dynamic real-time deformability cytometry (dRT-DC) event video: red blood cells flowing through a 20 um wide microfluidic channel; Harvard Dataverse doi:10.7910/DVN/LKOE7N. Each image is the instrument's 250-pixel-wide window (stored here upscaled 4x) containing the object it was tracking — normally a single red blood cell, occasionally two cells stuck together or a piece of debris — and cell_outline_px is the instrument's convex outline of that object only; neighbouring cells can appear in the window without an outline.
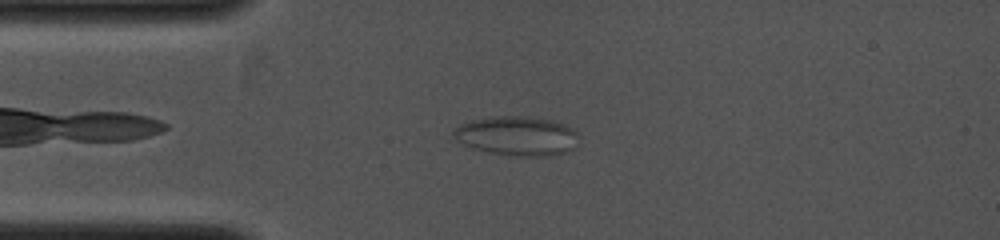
{"species": "common noctule bat (a hibernating species)", "species_latin": "Nyctalus noctula", "temperature_condition": "cold", "stored_images_in_passage": 11, "camera_frame_rate_fps": 4000, "um_per_image_px": 0.085, "animal": {"sex": "female", "body_mass_g": 19.0, "forearm_length_mm": 53.3}, "frame": {"image": 1, "passage_image": 4, "time_ms": 1.25, "image_size_px": [1000, 240], "cell_outline_px": [[580, 136], [576, 148], [568, 152], [552, 156], [512, 156], [492, 152], [476, 148], [464, 144], [456, 140], [452, 136], [452, 132], [460, 124], [472, 120], [496, 116], [524, 116], [552, 120], [564, 124], [572, 128]], "centroid_in_image_um": [44.01, 11.56], "position_along_channel_um": 41.0, "area_um2": 28.84}}
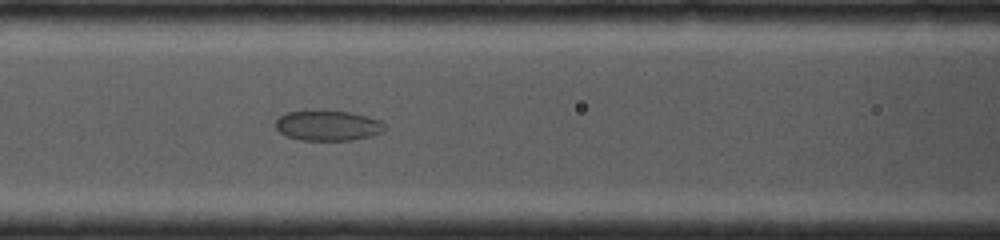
{"frame": {"image": 2, "passage_image": 9, "time_ms": 3.25, "image_size_px": [1000, 240], "cell_outline_px": [[388, 128], [380, 132], [368, 136], [352, 140], [300, 140], [288, 136], [280, 132], [276, 128], [276, 120], [280, 116], [288, 112], [348, 112], [368, 116], [380, 120]], "centroid_in_image_um": [27.89, 10.69], "position_along_channel_um": 138.7, "area_um2": 18.73}}
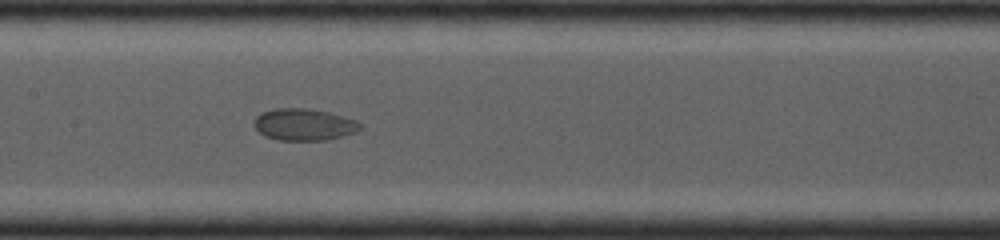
{"frame": {"image": 3, "passage_image": 11, "time_ms": 4.0, "image_size_px": [1000, 240], "cell_outline_px": [[364, 128], [356, 132], [328, 140], [280, 140], [264, 136], [252, 124], [256, 116], [260, 112], [276, 108], [304, 108], [328, 112], [360, 120]], "centroid_in_image_um": [25.88, 10.58], "position_along_channel_um": 181.5, "area_um2": 20.0}}